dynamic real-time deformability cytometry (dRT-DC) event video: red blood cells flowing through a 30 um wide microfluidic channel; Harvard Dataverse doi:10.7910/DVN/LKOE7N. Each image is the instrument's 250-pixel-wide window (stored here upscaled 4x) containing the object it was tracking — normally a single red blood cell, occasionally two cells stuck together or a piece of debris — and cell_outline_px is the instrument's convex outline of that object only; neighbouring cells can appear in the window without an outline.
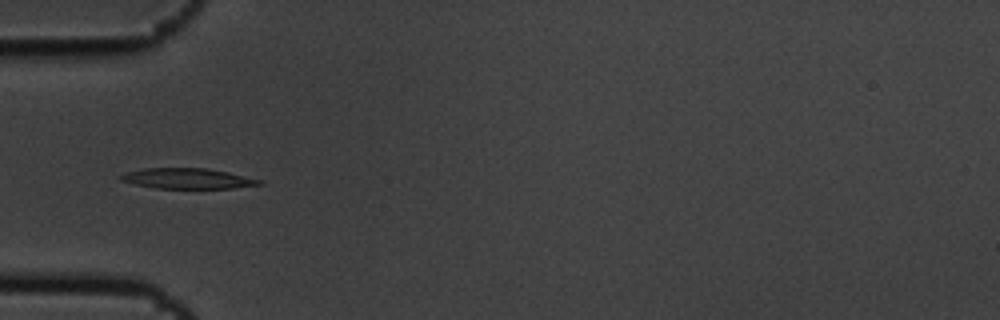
{"species": "common noctule bat (a hibernating species)", "species_latin": "Nyctalus noctula", "temperature_condition": "cold", "stored_images_in_passage": 4, "camera_frame_rate_fps": 3000, "um_per_image_px": 0.085, "animal": {"sex": "male", "body_mass_g": 19.5, "forearm_length_mm": 54.6}, "frame": {"image": 1, "passage_image": 2, "time_ms": 0.333, "image_size_px": [1000, 320], "cell_outline_px": [[264, 184], [232, 188], [156, 188], [136, 184], [120, 180], [120, 176], [124, 172], [144, 168], [204, 168], [228, 172], [264, 180]], "centroid_in_image_um": [15.97, 15.17], "position_along_channel_um": 69.0, "area_um2": 16.47}}
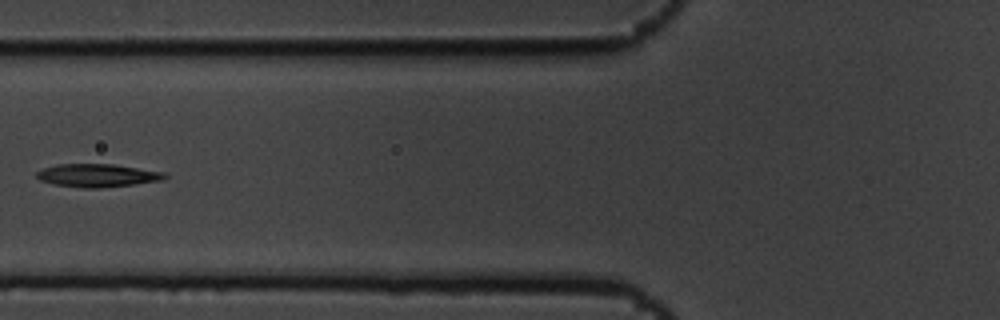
{"frame": {"image": 2, "passage_image": 3, "time_ms": 0.667, "image_size_px": [1000, 320], "cell_outline_px": [[168, 176], [164, 180], [100, 188], [84, 188], [52, 184], [40, 180], [36, 176], [36, 172], [44, 168], [60, 164], [112, 164], [164, 172]], "centroid_in_image_um": [8.28, 14.91], "position_along_channel_um": 117.5, "area_um2": 17.11}}
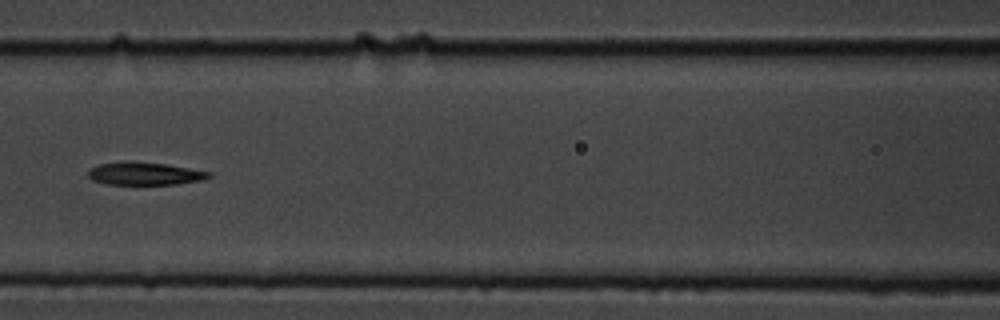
{"frame": {"image": 3, "passage_image": 4, "time_ms": 1.0, "image_size_px": [1000, 320], "cell_outline_px": [[212, 176], [204, 180], [176, 184], [108, 184], [92, 180], [88, 176], [88, 172], [92, 168], [100, 164], [164, 164], [212, 172]], "centroid_in_image_um": [12.4, 14.81], "position_along_channel_um": 154.2, "area_um2": 15.09}}